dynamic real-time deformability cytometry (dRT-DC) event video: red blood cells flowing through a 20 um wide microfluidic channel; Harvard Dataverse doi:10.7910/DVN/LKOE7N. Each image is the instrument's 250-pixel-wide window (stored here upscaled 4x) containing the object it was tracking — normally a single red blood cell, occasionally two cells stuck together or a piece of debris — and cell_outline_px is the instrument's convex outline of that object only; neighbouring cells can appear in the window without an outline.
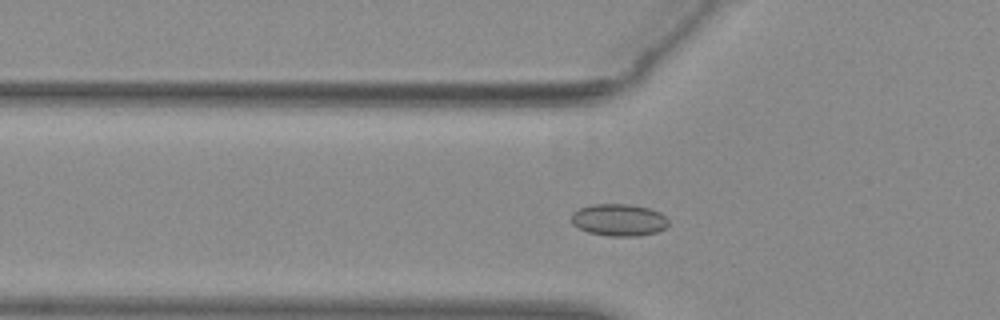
{"species": "common noctule bat (a hibernating species)", "species_latin": "Nyctalus noctula", "temperature_condition": "warm", "stored_images_in_passage": 48, "camera_frame_rate_fps": 3000, "um_per_image_px": 0.085, "animal": {"sex": "female", "body_mass_g": 29.2, "forearm_length_mm": 56.3}, "frame": {"image": 1, "passage_image": 13, "time_ms": 4.0, "image_size_px": [1000, 320], "cell_outline_px": [[668, 224], [664, 228], [656, 232], [640, 236], [608, 236], [588, 232], [572, 224], [572, 212], [580, 208], [592, 204], [628, 204], [648, 208], [660, 212], [668, 220]], "centroid_in_image_um": [52.6, 18.69], "position_along_channel_um": 73.2, "area_um2": 18.09}}
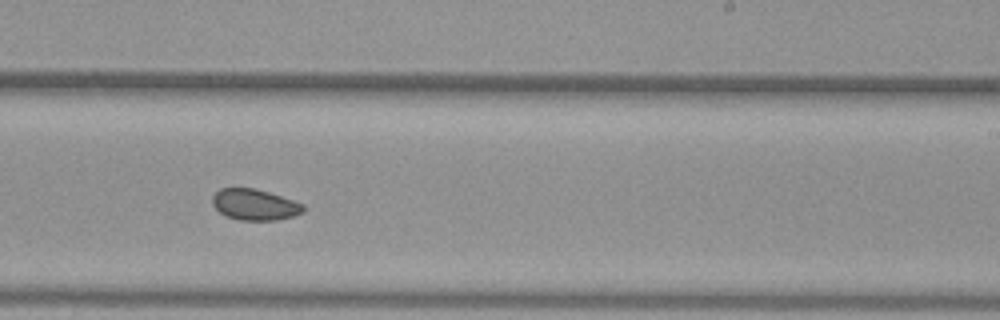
{"frame": {"image": 2, "passage_image": 28, "time_ms": 9.0, "image_size_px": [1000, 320], "cell_outline_px": [[304, 212], [292, 216], [276, 220], [240, 220], [228, 216], [220, 212], [212, 204], [212, 196], [220, 188], [256, 188], [304, 204]], "centroid_in_image_um": [21.64, 17.39], "position_along_channel_um": 267.4, "area_um2": 16.3}}
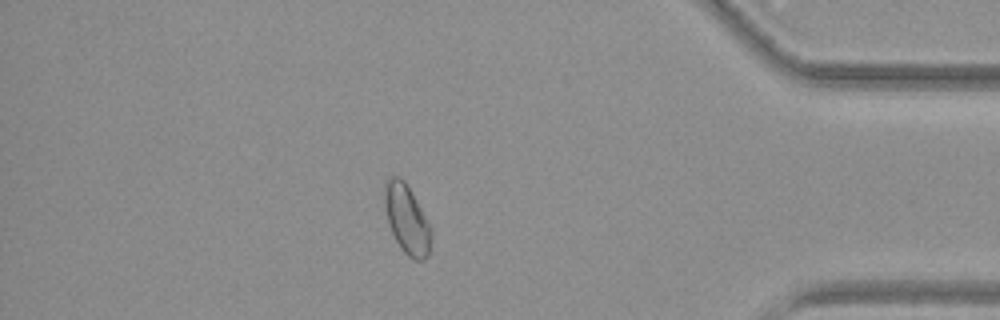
{"frame": {"image": 3, "passage_image": 41, "time_ms": 13.333, "image_size_px": [1000, 320], "cell_outline_px": [[432, 236], [428, 256], [424, 260], [412, 260], [400, 248], [388, 224], [384, 208], [384, 180], [392, 176], [400, 176], [404, 180], [412, 192], [432, 228]], "centroid_in_image_um": [34.57, 18.63], "position_along_channel_um": 400.6, "area_um2": 19.13}, "authors_computed_cell_mechanics": {"area_um2": 17.7446, "velocity_mm_per_s": 3.88, "shape_relaxation_time_tau1_ms": null, "shape_relaxation_time_tau2_ms": 2.1935, "deformation_change_tau1": null, "deformation_change_tau2": 0.0495}}